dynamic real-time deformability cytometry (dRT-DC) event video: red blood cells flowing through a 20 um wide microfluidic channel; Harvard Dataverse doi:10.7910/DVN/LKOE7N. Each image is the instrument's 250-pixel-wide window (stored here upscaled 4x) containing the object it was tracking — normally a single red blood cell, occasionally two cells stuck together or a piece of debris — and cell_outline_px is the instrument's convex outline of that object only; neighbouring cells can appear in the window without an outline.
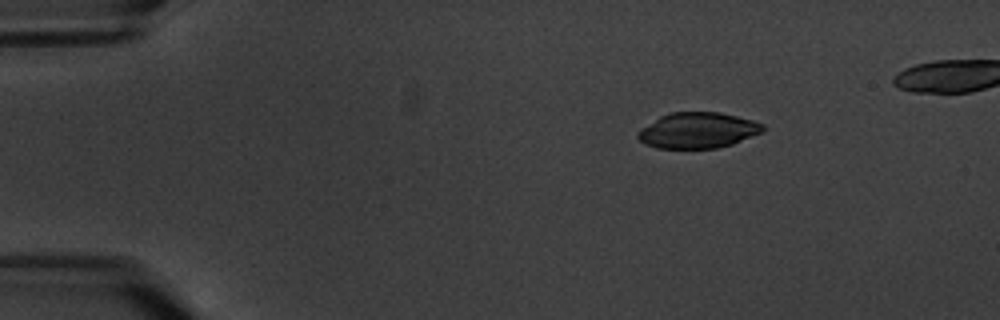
{"species": "common noctule bat (a hibernating species)", "species_latin": "Nyctalus noctula", "temperature_condition": "warm", "stored_images_in_passage": 4, "camera_frame_rate_fps": 3000, "um_per_image_px": 0.085, "animal": {"sex": "male", "body_mass_g": 20.1, "forearm_length_mm": 53.5}, "frame": {"image": 1, "passage_image": 1, "time_ms": 0.0, "image_size_px": [1000, 320], "cell_outline_px": [[764, 132], [732, 144], [716, 148], [656, 148], [644, 144], [636, 136], [636, 132], [640, 128], [660, 116], [668, 112], [720, 112], [752, 120], [764, 124]], "centroid_in_image_um": [59.29, 11.08], "position_along_channel_um": 25.7, "area_um2": 26.24}}